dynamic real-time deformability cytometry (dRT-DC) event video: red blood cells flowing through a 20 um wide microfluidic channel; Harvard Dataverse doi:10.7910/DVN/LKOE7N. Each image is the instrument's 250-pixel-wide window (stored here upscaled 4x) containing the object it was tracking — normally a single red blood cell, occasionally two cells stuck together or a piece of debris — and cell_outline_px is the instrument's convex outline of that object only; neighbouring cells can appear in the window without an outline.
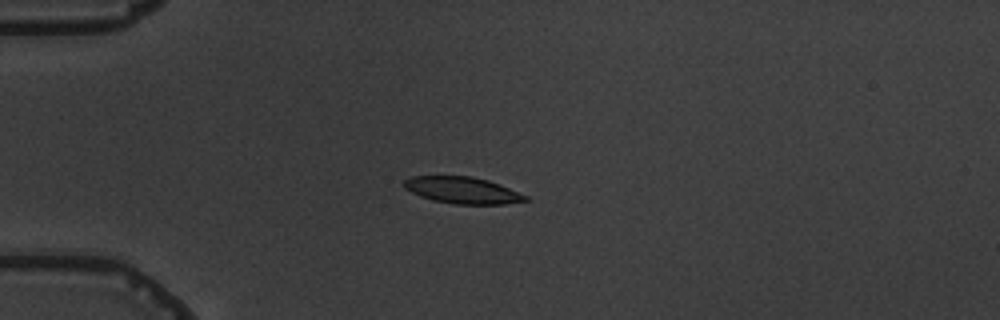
{"species": "common noctule bat (a hibernating species)", "species_latin": "Nyctalus noctula", "temperature_condition": "warm", "stored_images_in_passage": 5, "camera_frame_rate_fps": 3000, "um_per_image_px": 0.085, "animal": {"sex": "male", "body_mass_g": 19.5, "forearm_length_mm": 54.6}, "frame": {"image": 1, "passage_image": 4, "time_ms": 3.667, "image_size_px": [1000, 320], "cell_outline_px": [[528, 200], [504, 204], [452, 204], [432, 200], [420, 196], [404, 188], [404, 180], [412, 176], [472, 176], [488, 180], [500, 184], [528, 196]], "centroid_in_image_um": [39.31, 16.17], "position_along_channel_um": 45.7, "area_um2": 18.84}}